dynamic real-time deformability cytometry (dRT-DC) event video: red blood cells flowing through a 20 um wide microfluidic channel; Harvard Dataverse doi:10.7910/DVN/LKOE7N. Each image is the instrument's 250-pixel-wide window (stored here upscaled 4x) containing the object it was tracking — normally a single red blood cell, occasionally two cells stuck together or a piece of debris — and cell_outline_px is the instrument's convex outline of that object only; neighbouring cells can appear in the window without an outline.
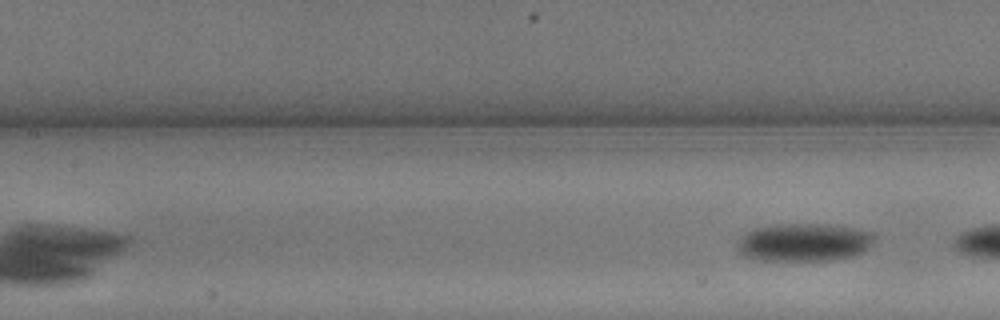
{"species": "common noctule bat (a hibernating species)", "species_latin": "Nyctalus noctula", "temperature_condition": "warm", "stored_images_in_passage": 8, "camera_frame_rate_fps": 3000, "um_per_image_px": 0.085, "animal": {"sex": "male", "body_mass_g": 13.3}, "frame": {"image": 1, "passage_image": 8, "time_ms": 2.333, "image_size_px": [1000, 320], "cell_outline_px": [[876, 240], [864, 252], [856, 256], [828, 260], [764, 260], [744, 256], [736, 248], [736, 244], [740, 236], [744, 232], [752, 228], [776, 224], [828, 224], [856, 228], [872, 232], [876, 236]], "centroid_in_image_um": [68.35, 20.58], "position_along_channel_um": 139.0, "area_um2": 30.87}}